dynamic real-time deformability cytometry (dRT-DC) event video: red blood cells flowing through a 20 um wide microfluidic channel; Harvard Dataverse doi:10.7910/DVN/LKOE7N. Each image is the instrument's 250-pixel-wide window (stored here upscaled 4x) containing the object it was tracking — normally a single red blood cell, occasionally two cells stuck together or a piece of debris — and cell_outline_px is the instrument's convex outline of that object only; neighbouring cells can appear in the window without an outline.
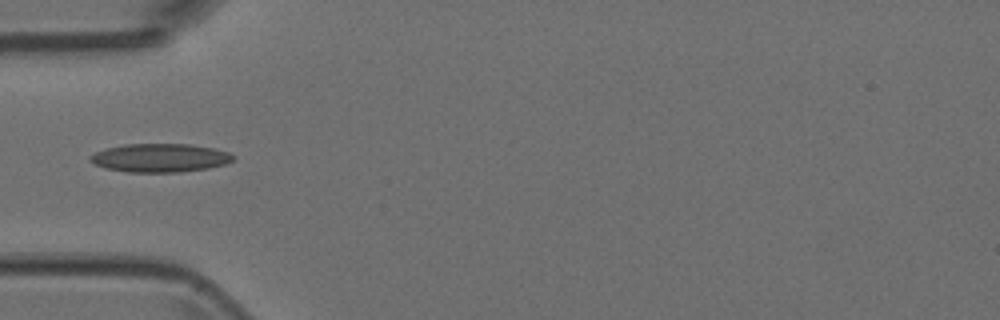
{"species": "Egyptian fruit bat (a non-hibernating species)", "species_latin": "Rousettus aegyptiacus", "temperature_condition": "room temperature", "stored_images_in_passage": 5, "camera_frame_rate_fps": 3000, "um_per_image_px": 0.085, "animal": {"sex": "female"}, "frame": {"image": 1, "passage_image": 5, "time_ms": 1.333, "image_size_px": [1000, 320], "cell_outline_px": [[236, 156], [232, 160], [224, 164], [208, 168], [180, 172], [128, 172], [104, 168], [88, 160], [88, 156], [104, 148], [124, 144], [188, 144], [212, 148], [228, 152]], "centroid_in_image_um": [13.56, 13.41], "position_along_channel_um": 71.4, "area_um2": 23.76}}